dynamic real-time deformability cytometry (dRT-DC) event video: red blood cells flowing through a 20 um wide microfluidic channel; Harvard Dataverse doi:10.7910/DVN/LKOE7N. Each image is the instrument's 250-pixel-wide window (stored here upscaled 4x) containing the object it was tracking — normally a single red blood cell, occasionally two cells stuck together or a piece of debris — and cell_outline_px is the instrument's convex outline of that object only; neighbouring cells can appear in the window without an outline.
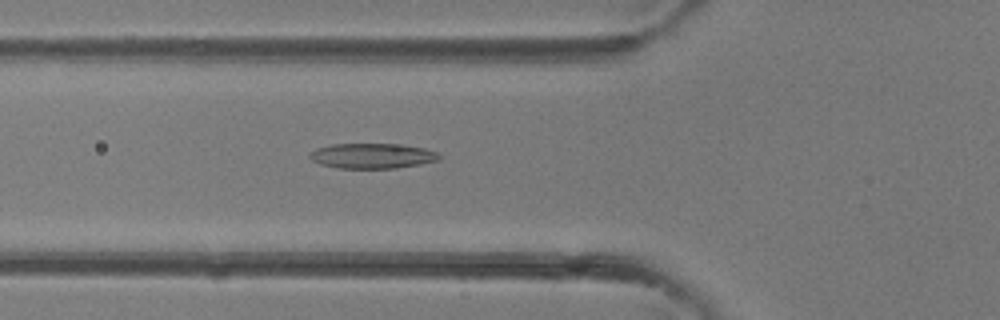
{"species": "common noctule bat (a hibernating species)", "species_latin": "Nyctalus noctula", "temperature_condition": "room temperature", "stored_images_in_passage": 30, "camera_frame_rate_fps": 3000, "um_per_image_px": 0.085, "animal": {"sex": "female"}, "frame": {"image": 1, "passage_image": 6, "time_ms": 1.667, "image_size_px": [1000, 320], "cell_outline_px": [[440, 160], [420, 164], [396, 168], [336, 168], [320, 164], [312, 160], [308, 156], [308, 152], [316, 148], [332, 144], [400, 144], [424, 148], [436, 152], [440, 156]], "centroid_in_image_um": [31.61, 13.25], "position_along_channel_um": 94.2, "area_um2": 19.07}}
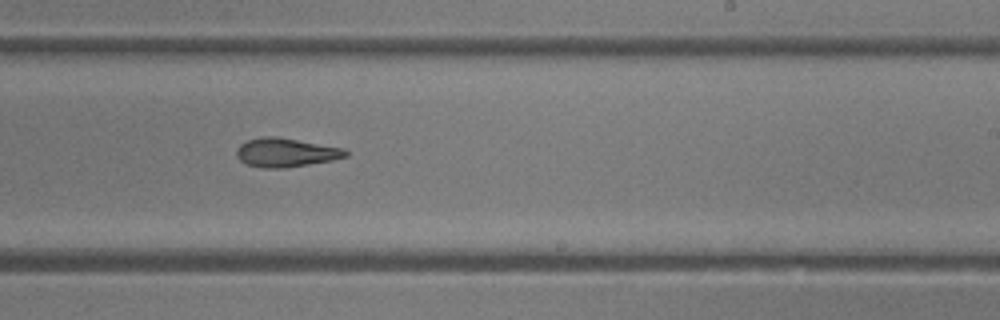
{"frame": {"image": 2, "passage_image": 16, "time_ms": 5.0, "image_size_px": [1000, 320], "cell_outline_px": [[348, 156], [332, 160], [284, 168], [264, 168], [248, 164], [240, 160], [236, 156], [236, 152], [240, 144], [248, 140], [268, 136], [276, 136], [344, 148], [348, 152]], "centroid_in_image_um": [24.3, 12.96], "position_along_channel_um": 264.7, "area_um2": 18.15}}
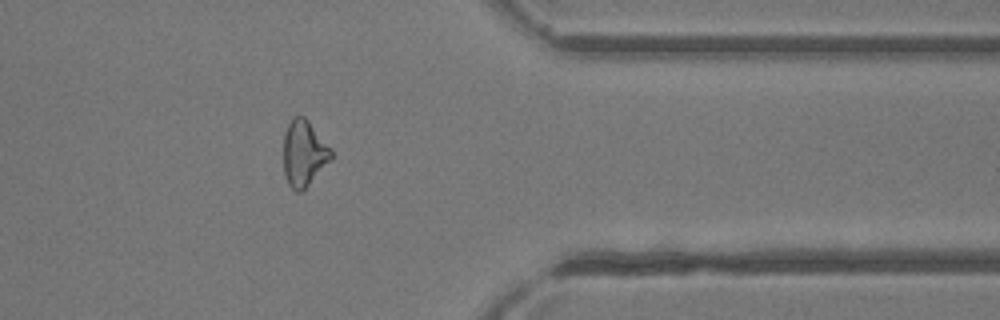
{"frame": {"image": 3, "passage_image": 24, "time_ms": 7.667, "image_size_px": [1000, 320], "cell_outline_px": [[332, 160], [300, 192], [296, 192], [288, 184], [284, 176], [284, 132], [292, 116], [304, 116], [308, 120], [332, 148]], "centroid_in_image_um": [25.84, 13.01], "position_along_channel_um": 385.6, "area_um2": 18.44}}